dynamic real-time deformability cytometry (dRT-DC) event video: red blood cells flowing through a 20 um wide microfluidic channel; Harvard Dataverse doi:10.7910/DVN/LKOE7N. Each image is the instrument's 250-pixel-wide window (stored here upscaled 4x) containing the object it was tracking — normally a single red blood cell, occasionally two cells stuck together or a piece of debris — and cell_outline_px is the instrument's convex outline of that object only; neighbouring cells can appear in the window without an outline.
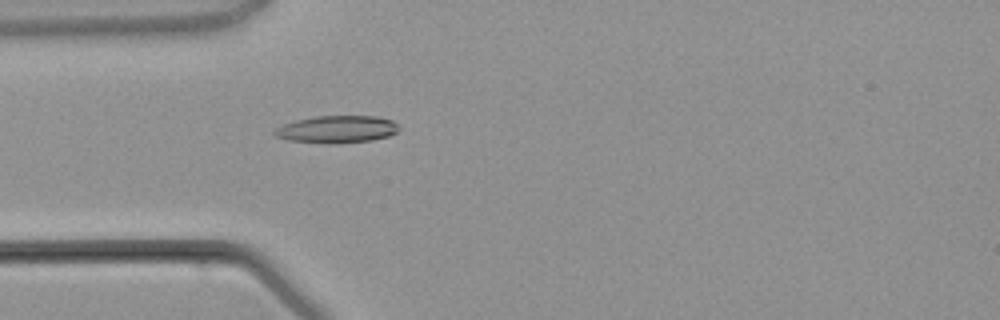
{"species": "common noctule bat (a hibernating species)", "species_latin": "Nyctalus noctula", "temperature_condition": "warm", "stored_images_in_passage": 2, "camera_frame_rate_fps": 3000, "um_per_image_px": 0.085, "animal": {"sex": "male", "body_mass_g": 21.5, "forearm_length_mm": 52.0}, "frame": {"image": 1, "passage_image": 2, "time_ms": 1.333, "image_size_px": [1000, 320], "cell_outline_px": [[400, 128], [396, 132], [388, 136], [372, 140], [336, 144], [328, 144], [288, 140], [276, 136], [272, 132], [276, 128], [284, 124], [296, 120], [316, 116], [376, 116], [392, 120]], "centroid_in_image_um": [28.63, 10.99], "position_along_channel_um": 56.4, "area_um2": 19.83}}